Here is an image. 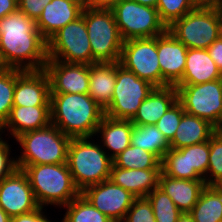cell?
I'll use <instances>...</instances> for the list:
<instances>
[{
  "mask_svg": "<svg viewBox=\"0 0 222 222\" xmlns=\"http://www.w3.org/2000/svg\"><path fill=\"white\" fill-rule=\"evenodd\" d=\"M189 215L194 222H222V193L206 185Z\"/></svg>",
  "mask_w": 222,
  "mask_h": 222,
  "instance_id": "cell-28",
  "label": "cell"
},
{
  "mask_svg": "<svg viewBox=\"0 0 222 222\" xmlns=\"http://www.w3.org/2000/svg\"><path fill=\"white\" fill-rule=\"evenodd\" d=\"M51 1L52 0H18V9L36 21L44 7Z\"/></svg>",
  "mask_w": 222,
  "mask_h": 222,
  "instance_id": "cell-39",
  "label": "cell"
},
{
  "mask_svg": "<svg viewBox=\"0 0 222 222\" xmlns=\"http://www.w3.org/2000/svg\"><path fill=\"white\" fill-rule=\"evenodd\" d=\"M122 222H156L149 200L146 197L136 198Z\"/></svg>",
  "mask_w": 222,
  "mask_h": 222,
  "instance_id": "cell-37",
  "label": "cell"
},
{
  "mask_svg": "<svg viewBox=\"0 0 222 222\" xmlns=\"http://www.w3.org/2000/svg\"><path fill=\"white\" fill-rule=\"evenodd\" d=\"M209 141L170 148L161 160V171L171 178L204 180L209 165Z\"/></svg>",
  "mask_w": 222,
  "mask_h": 222,
  "instance_id": "cell-13",
  "label": "cell"
},
{
  "mask_svg": "<svg viewBox=\"0 0 222 222\" xmlns=\"http://www.w3.org/2000/svg\"><path fill=\"white\" fill-rule=\"evenodd\" d=\"M47 57L48 60L66 63L93 64L91 43L83 15L62 27L47 41Z\"/></svg>",
  "mask_w": 222,
  "mask_h": 222,
  "instance_id": "cell-8",
  "label": "cell"
},
{
  "mask_svg": "<svg viewBox=\"0 0 222 222\" xmlns=\"http://www.w3.org/2000/svg\"><path fill=\"white\" fill-rule=\"evenodd\" d=\"M15 89V69L5 68L0 71V129L8 120L13 107Z\"/></svg>",
  "mask_w": 222,
  "mask_h": 222,
  "instance_id": "cell-33",
  "label": "cell"
},
{
  "mask_svg": "<svg viewBox=\"0 0 222 222\" xmlns=\"http://www.w3.org/2000/svg\"><path fill=\"white\" fill-rule=\"evenodd\" d=\"M132 1H135L145 6L153 7V8H156L157 2H158V0H132Z\"/></svg>",
  "mask_w": 222,
  "mask_h": 222,
  "instance_id": "cell-46",
  "label": "cell"
},
{
  "mask_svg": "<svg viewBox=\"0 0 222 222\" xmlns=\"http://www.w3.org/2000/svg\"><path fill=\"white\" fill-rule=\"evenodd\" d=\"M51 123L71 138L95 136L104 109L89 94L50 93Z\"/></svg>",
  "mask_w": 222,
  "mask_h": 222,
  "instance_id": "cell-2",
  "label": "cell"
},
{
  "mask_svg": "<svg viewBox=\"0 0 222 222\" xmlns=\"http://www.w3.org/2000/svg\"><path fill=\"white\" fill-rule=\"evenodd\" d=\"M175 87L186 113L205 119L222 131V79Z\"/></svg>",
  "mask_w": 222,
  "mask_h": 222,
  "instance_id": "cell-11",
  "label": "cell"
},
{
  "mask_svg": "<svg viewBox=\"0 0 222 222\" xmlns=\"http://www.w3.org/2000/svg\"><path fill=\"white\" fill-rule=\"evenodd\" d=\"M119 63L140 79L155 87H162V74L158 61L157 36L125 40Z\"/></svg>",
  "mask_w": 222,
  "mask_h": 222,
  "instance_id": "cell-12",
  "label": "cell"
},
{
  "mask_svg": "<svg viewBox=\"0 0 222 222\" xmlns=\"http://www.w3.org/2000/svg\"><path fill=\"white\" fill-rule=\"evenodd\" d=\"M131 145L155 154L160 160L170 149L169 141L155 125H134Z\"/></svg>",
  "mask_w": 222,
  "mask_h": 222,
  "instance_id": "cell-29",
  "label": "cell"
},
{
  "mask_svg": "<svg viewBox=\"0 0 222 222\" xmlns=\"http://www.w3.org/2000/svg\"><path fill=\"white\" fill-rule=\"evenodd\" d=\"M177 100L175 86L155 87L142 101L131 121L134 125H155Z\"/></svg>",
  "mask_w": 222,
  "mask_h": 222,
  "instance_id": "cell-23",
  "label": "cell"
},
{
  "mask_svg": "<svg viewBox=\"0 0 222 222\" xmlns=\"http://www.w3.org/2000/svg\"><path fill=\"white\" fill-rule=\"evenodd\" d=\"M184 112L182 104L177 100L155 124L169 142L173 139Z\"/></svg>",
  "mask_w": 222,
  "mask_h": 222,
  "instance_id": "cell-36",
  "label": "cell"
},
{
  "mask_svg": "<svg viewBox=\"0 0 222 222\" xmlns=\"http://www.w3.org/2000/svg\"><path fill=\"white\" fill-rule=\"evenodd\" d=\"M161 172V169L119 168L112 163L109 179L139 198L158 187Z\"/></svg>",
  "mask_w": 222,
  "mask_h": 222,
  "instance_id": "cell-21",
  "label": "cell"
},
{
  "mask_svg": "<svg viewBox=\"0 0 222 222\" xmlns=\"http://www.w3.org/2000/svg\"><path fill=\"white\" fill-rule=\"evenodd\" d=\"M16 166L26 173L40 207L55 205L63 208L81 194L67 163Z\"/></svg>",
  "mask_w": 222,
  "mask_h": 222,
  "instance_id": "cell-3",
  "label": "cell"
},
{
  "mask_svg": "<svg viewBox=\"0 0 222 222\" xmlns=\"http://www.w3.org/2000/svg\"><path fill=\"white\" fill-rule=\"evenodd\" d=\"M116 84V62L89 65V96L105 109L112 101Z\"/></svg>",
  "mask_w": 222,
  "mask_h": 222,
  "instance_id": "cell-27",
  "label": "cell"
},
{
  "mask_svg": "<svg viewBox=\"0 0 222 222\" xmlns=\"http://www.w3.org/2000/svg\"><path fill=\"white\" fill-rule=\"evenodd\" d=\"M122 0H89V8L91 9H112Z\"/></svg>",
  "mask_w": 222,
  "mask_h": 222,
  "instance_id": "cell-43",
  "label": "cell"
},
{
  "mask_svg": "<svg viewBox=\"0 0 222 222\" xmlns=\"http://www.w3.org/2000/svg\"><path fill=\"white\" fill-rule=\"evenodd\" d=\"M156 9L161 21L169 27L174 21L193 10L194 6L189 0H158Z\"/></svg>",
  "mask_w": 222,
  "mask_h": 222,
  "instance_id": "cell-35",
  "label": "cell"
},
{
  "mask_svg": "<svg viewBox=\"0 0 222 222\" xmlns=\"http://www.w3.org/2000/svg\"><path fill=\"white\" fill-rule=\"evenodd\" d=\"M216 131L217 128L209 121L184 112L169 145L170 148L179 149L185 146L200 144L209 141Z\"/></svg>",
  "mask_w": 222,
  "mask_h": 222,
  "instance_id": "cell-26",
  "label": "cell"
},
{
  "mask_svg": "<svg viewBox=\"0 0 222 222\" xmlns=\"http://www.w3.org/2000/svg\"><path fill=\"white\" fill-rule=\"evenodd\" d=\"M222 193V179L214 185Z\"/></svg>",
  "mask_w": 222,
  "mask_h": 222,
  "instance_id": "cell-49",
  "label": "cell"
},
{
  "mask_svg": "<svg viewBox=\"0 0 222 222\" xmlns=\"http://www.w3.org/2000/svg\"><path fill=\"white\" fill-rule=\"evenodd\" d=\"M76 5H78L83 10L89 8V0H68Z\"/></svg>",
  "mask_w": 222,
  "mask_h": 222,
  "instance_id": "cell-45",
  "label": "cell"
},
{
  "mask_svg": "<svg viewBox=\"0 0 222 222\" xmlns=\"http://www.w3.org/2000/svg\"><path fill=\"white\" fill-rule=\"evenodd\" d=\"M38 207L29 179L22 169L16 168L0 181V208L11 218Z\"/></svg>",
  "mask_w": 222,
  "mask_h": 222,
  "instance_id": "cell-15",
  "label": "cell"
},
{
  "mask_svg": "<svg viewBox=\"0 0 222 222\" xmlns=\"http://www.w3.org/2000/svg\"><path fill=\"white\" fill-rule=\"evenodd\" d=\"M22 153L15 157L16 165L67 163L71 137L63 134L52 123L48 126L21 134L16 139Z\"/></svg>",
  "mask_w": 222,
  "mask_h": 222,
  "instance_id": "cell-5",
  "label": "cell"
},
{
  "mask_svg": "<svg viewBox=\"0 0 222 222\" xmlns=\"http://www.w3.org/2000/svg\"><path fill=\"white\" fill-rule=\"evenodd\" d=\"M46 208L38 207L32 212L21 214L11 218V222H52L48 219L45 212H43Z\"/></svg>",
  "mask_w": 222,
  "mask_h": 222,
  "instance_id": "cell-40",
  "label": "cell"
},
{
  "mask_svg": "<svg viewBox=\"0 0 222 222\" xmlns=\"http://www.w3.org/2000/svg\"><path fill=\"white\" fill-rule=\"evenodd\" d=\"M88 31L93 63L119 62L124 40L111 9L82 11Z\"/></svg>",
  "mask_w": 222,
  "mask_h": 222,
  "instance_id": "cell-7",
  "label": "cell"
},
{
  "mask_svg": "<svg viewBox=\"0 0 222 222\" xmlns=\"http://www.w3.org/2000/svg\"><path fill=\"white\" fill-rule=\"evenodd\" d=\"M83 9L68 0H52L36 20L41 36L48 41L57 31L79 18Z\"/></svg>",
  "mask_w": 222,
  "mask_h": 222,
  "instance_id": "cell-20",
  "label": "cell"
},
{
  "mask_svg": "<svg viewBox=\"0 0 222 222\" xmlns=\"http://www.w3.org/2000/svg\"><path fill=\"white\" fill-rule=\"evenodd\" d=\"M188 48L168 30L157 36L158 61L162 87L175 86L183 77Z\"/></svg>",
  "mask_w": 222,
  "mask_h": 222,
  "instance_id": "cell-18",
  "label": "cell"
},
{
  "mask_svg": "<svg viewBox=\"0 0 222 222\" xmlns=\"http://www.w3.org/2000/svg\"><path fill=\"white\" fill-rule=\"evenodd\" d=\"M50 82V93L88 94L89 65L47 60L44 67Z\"/></svg>",
  "mask_w": 222,
  "mask_h": 222,
  "instance_id": "cell-16",
  "label": "cell"
},
{
  "mask_svg": "<svg viewBox=\"0 0 222 222\" xmlns=\"http://www.w3.org/2000/svg\"><path fill=\"white\" fill-rule=\"evenodd\" d=\"M209 165L204 178L206 185L214 186L222 179V131L217 130L209 140Z\"/></svg>",
  "mask_w": 222,
  "mask_h": 222,
  "instance_id": "cell-34",
  "label": "cell"
},
{
  "mask_svg": "<svg viewBox=\"0 0 222 222\" xmlns=\"http://www.w3.org/2000/svg\"><path fill=\"white\" fill-rule=\"evenodd\" d=\"M13 106H50V82L44 70L15 69Z\"/></svg>",
  "mask_w": 222,
  "mask_h": 222,
  "instance_id": "cell-17",
  "label": "cell"
},
{
  "mask_svg": "<svg viewBox=\"0 0 222 222\" xmlns=\"http://www.w3.org/2000/svg\"><path fill=\"white\" fill-rule=\"evenodd\" d=\"M205 186L204 180L171 178L162 172L159 176L158 187L173 200L182 213H189L193 209Z\"/></svg>",
  "mask_w": 222,
  "mask_h": 222,
  "instance_id": "cell-25",
  "label": "cell"
},
{
  "mask_svg": "<svg viewBox=\"0 0 222 222\" xmlns=\"http://www.w3.org/2000/svg\"><path fill=\"white\" fill-rule=\"evenodd\" d=\"M112 163L113 160L99 141L95 144L94 139L90 137L71 138L67 164L74 184L80 192L109 179Z\"/></svg>",
  "mask_w": 222,
  "mask_h": 222,
  "instance_id": "cell-4",
  "label": "cell"
},
{
  "mask_svg": "<svg viewBox=\"0 0 222 222\" xmlns=\"http://www.w3.org/2000/svg\"><path fill=\"white\" fill-rule=\"evenodd\" d=\"M6 68V66L4 65V63L2 62V59L0 57V71H3Z\"/></svg>",
  "mask_w": 222,
  "mask_h": 222,
  "instance_id": "cell-50",
  "label": "cell"
},
{
  "mask_svg": "<svg viewBox=\"0 0 222 222\" xmlns=\"http://www.w3.org/2000/svg\"><path fill=\"white\" fill-rule=\"evenodd\" d=\"M113 164L125 169H161V160L155 154L134 145L116 156Z\"/></svg>",
  "mask_w": 222,
  "mask_h": 222,
  "instance_id": "cell-30",
  "label": "cell"
},
{
  "mask_svg": "<svg viewBox=\"0 0 222 222\" xmlns=\"http://www.w3.org/2000/svg\"><path fill=\"white\" fill-rule=\"evenodd\" d=\"M51 124L50 106H13L8 120L0 129V135L5 130L13 139L23 133L44 128Z\"/></svg>",
  "mask_w": 222,
  "mask_h": 222,
  "instance_id": "cell-19",
  "label": "cell"
},
{
  "mask_svg": "<svg viewBox=\"0 0 222 222\" xmlns=\"http://www.w3.org/2000/svg\"><path fill=\"white\" fill-rule=\"evenodd\" d=\"M133 127L131 120L114 119L106 115L102 118L95 136L99 138L101 135L100 145L106 152L109 151L107 154L112 160L131 145Z\"/></svg>",
  "mask_w": 222,
  "mask_h": 222,
  "instance_id": "cell-22",
  "label": "cell"
},
{
  "mask_svg": "<svg viewBox=\"0 0 222 222\" xmlns=\"http://www.w3.org/2000/svg\"><path fill=\"white\" fill-rule=\"evenodd\" d=\"M210 57L222 73V38L219 37L207 48Z\"/></svg>",
  "mask_w": 222,
  "mask_h": 222,
  "instance_id": "cell-41",
  "label": "cell"
},
{
  "mask_svg": "<svg viewBox=\"0 0 222 222\" xmlns=\"http://www.w3.org/2000/svg\"><path fill=\"white\" fill-rule=\"evenodd\" d=\"M194 8H220L222 0H189Z\"/></svg>",
  "mask_w": 222,
  "mask_h": 222,
  "instance_id": "cell-44",
  "label": "cell"
},
{
  "mask_svg": "<svg viewBox=\"0 0 222 222\" xmlns=\"http://www.w3.org/2000/svg\"><path fill=\"white\" fill-rule=\"evenodd\" d=\"M221 8H194L167 30L188 49H207L221 36Z\"/></svg>",
  "mask_w": 222,
  "mask_h": 222,
  "instance_id": "cell-6",
  "label": "cell"
},
{
  "mask_svg": "<svg viewBox=\"0 0 222 222\" xmlns=\"http://www.w3.org/2000/svg\"><path fill=\"white\" fill-rule=\"evenodd\" d=\"M146 198L151 203L156 222H177L182 214L173 200L159 187L149 193Z\"/></svg>",
  "mask_w": 222,
  "mask_h": 222,
  "instance_id": "cell-32",
  "label": "cell"
},
{
  "mask_svg": "<svg viewBox=\"0 0 222 222\" xmlns=\"http://www.w3.org/2000/svg\"><path fill=\"white\" fill-rule=\"evenodd\" d=\"M0 222H11V217L0 208Z\"/></svg>",
  "mask_w": 222,
  "mask_h": 222,
  "instance_id": "cell-48",
  "label": "cell"
},
{
  "mask_svg": "<svg viewBox=\"0 0 222 222\" xmlns=\"http://www.w3.org/2000/svg\"><path fill=\"white\" fill-rule=\"evenodd\" d=\"M177 222H194L189 213H182Z\"/></svg>",
  "mask_w": 222,
  "mask_h": 222,
  "instance_id": "cell-47",
  "label": "cell"
},
{
  "mask_svg": "<svg viewBox=\"0 0 222 222\" xmlns=\"http://www.w3.org/2000/svg\"><path fill=\"white\" fill-rule=\"evenodd\" d=\"M11 147L0 135V181L10 175L16 168V159L10 157Z\"/></svg>",
  "mask_w": 222,
  "mask_h": 222,
  "instance_id": "cell-38",
  "label": "cell"
},
{
  "mask_svg": "<svg viewBox=\"0 0 222 222\" xmlns=\"http://www.w3.org/2000/svg\"><path fill=\"white\" fill-rule=\"evenodd\" d=\"M18 9V0H0V19Z\"/></svg>",
  "mask_w": 222,
  "mask_h": 222,
  "instance_id": "cell-42",
  "label": "cell"
},
{
  "mask_svg": "<svg viewBox=\"0 0 222 222\" xmlns=\"http://www.w3.org/2000/svg\"><path fill=\"white\" fill-rule=\"evenodd\" d=\"M218 79H222V73L207 49L187 50L183 77L176 85H196Z\"/></svg>",
  "mask_w": 222,
  "mask_h": 222,
  "instance_id": "cell-24",
  "label": "cell"
},
{
  "mask_svg": "<svg viewBox=\"0 0 222 222\" xmlns=\"http://www.w3.org/2000/svg\"><path fill=\"white\" fill-rule=\"evenodd\" d=\"M81 194L114 222H122L137 198L110 179L87 187Z\"/></svg>",
  "mask_w": 222,
  "mask_h": 222,
  "instance_id": "cell-14",
  "label": "cell"
},
{
  "mask_svg": "<svg viewBox=\"0 0 222 222\" xmlns=\"http://www.w3.org/2000/svg\"><path fill=\"white\" fill-rule=\"evenodd\" d=\"M111 10L124 41L156 37L167 31L156 8L132 0H122Z\"/></svg>",
  "mask_w": 222,
  "mask_h": 222,
  "instance_id": "cell-10",
  "label": "cell"
},
{
  "mask_svg": "<svg viewBox=\"0 0 222 222\" xmlns=\"http://www.w3.org/2000/svg\"><path fill=\"white\" fill-rule=\"evenodd\" d=\"M0 57L6 68L22 71L44 70L47 63V41L19 9L0 19Z\"/></svg>",
  "mask_w": 222,
  "mask_h": 222,
  "instance_id": "cell-1",
  "label": "cell"
},
{
  "mask_svg": "<svg viewBox=\"0 0 222 222\" xmlns=\"http://www.w3.org/2000/svg\"><path fill=\"white\" fill-rule=\"evenodd\" d=\"M154 88L150 82L140 79L116 62V84L112 101L104 109V114L114 119L131 120Z\"/></svg>",
  "mask_w": 222,
  "mask_h": 222,
  "instance_id": "cell-9",
  "label": "cell"
},
{
  "mask_svg": "<svg viewBox=\"0 0 222 222\" xmlns=\"http://www.w3.org/2000/svg\"><path fill=\"white\" fill-rule=\"evenodd\" d=\"M61 222H114L96 209L82 194L64 206Z\"/></svg>",
  "mask_w": 222,
  "mask_h": 222,
  "instance_id": "cell-31",
  "label": "cell"
}]
</instances>
